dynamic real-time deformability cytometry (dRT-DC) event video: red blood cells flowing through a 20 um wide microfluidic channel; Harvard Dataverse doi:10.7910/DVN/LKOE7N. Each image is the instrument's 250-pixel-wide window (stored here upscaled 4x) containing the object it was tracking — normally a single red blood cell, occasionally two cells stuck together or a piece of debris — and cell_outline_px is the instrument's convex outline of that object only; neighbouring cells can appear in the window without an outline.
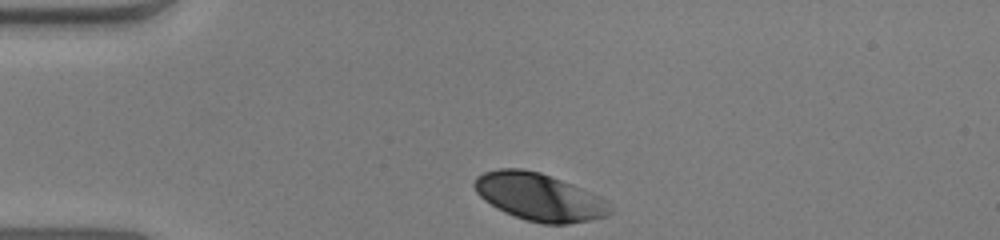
{"species": "human", "species_latin": "Homo sapiens", "temperature_condition": "warm", "stored_images_in_passage": 32, "camera_frame_rate_fps": 3000, "um_per_image_px": 0.085, "donor": {"sex": "male"}, "frame": {"image": 1, "passage_image": 1, "time_ms": 0.0, "image_size_px": [1000, 240], "cell_outline_px": [[612, 212], [604, 216], [588, 220], [568, 224], [544, 224], [524, 220], [504, 212], [496, 208], [484, 200], [476, 192], [472, 184], [476, 176], [484, 172], [500, 168], [520, 168], [540, 172], [572, 184], [600, 196], [612, 208]], "centroid_in_image_um": [45.79, 16.74], "position_along_channel_um": 39.2, "area_um2": 37.51}}
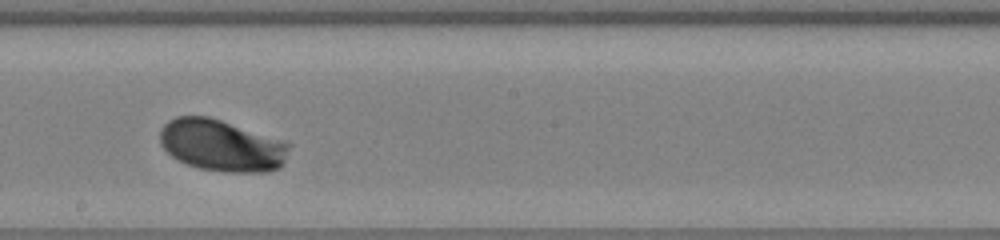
{"frame": {"image": 2, "passage_image": 19, "time_ms": 6.0, "image_size_px": [1000, 240], "cell_outline_px": [[292, 144], [284, 164], [280, 168], [268, 172], [224, 172], [200, 168], [188, 164], [172, 156], [160, 144], [160, 128], [168, 120], [176, 116], [208, 116]], "centroid_in_image_um": [18.84, 12.37], "position_along_channel_um": 229.4, "area_um2": 38.78}}
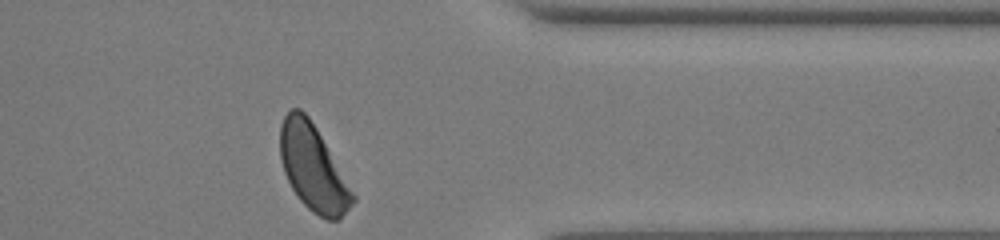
{"frame": {"image": 3, "passage_image": 32, "time_ms": 10.333, "image_size_px": [1000, 240], "cell_outline_px": [[356, 200], [340, 220], [328, 220], [312, 212], [300, 200], [292, 188], [284, 172], [280, 160], [280, 124], [284, 116], [292, 108], [300, 108], [308, 116], [316, 128], [356, 196]], "centroid_in_image_um": [26.6, 14.28], "position_along_channel_um": 384.8, "area_um2": 36.07}, "authors_computed_cell_mechanics": {"area_um2": 37.5122, "velocity_mm_per_s": 3.8303, "shape_relaxation_time_tau1_ms": 1.106, "shape_relaxation_time_tau2_ms": null, "deformation_change_tau1": 0.1001, "deformation_change_tau2": null}}